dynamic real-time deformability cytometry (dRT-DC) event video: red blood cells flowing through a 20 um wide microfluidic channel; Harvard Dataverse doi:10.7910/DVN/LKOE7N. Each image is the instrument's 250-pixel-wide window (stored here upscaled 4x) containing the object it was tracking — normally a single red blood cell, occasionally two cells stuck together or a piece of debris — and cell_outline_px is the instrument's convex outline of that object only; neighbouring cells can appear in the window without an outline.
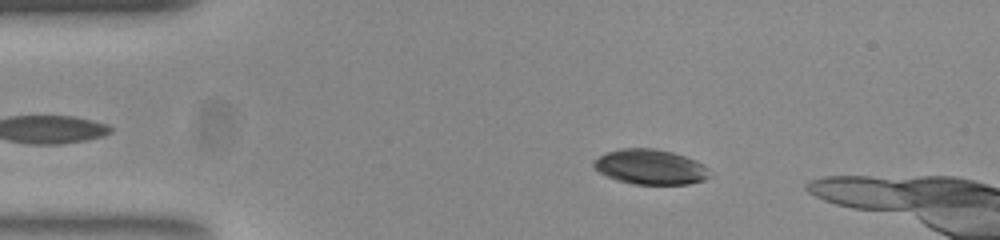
{"species": "common noctule bat (a hibernating species)", "species_latin": "Nyctalus noctula", "temperature_condition": "room temperature", "stored_images_in_passage": 46, "camera_frame_rate_fps": 3000, "um_per_image_px": 0.085, "animal": {"sex": "female", "body_mass_g": 23.0, "forearm_length_mm": 53.4}, "frame": {"image": 1, "passage_image": 9, "time_ms": 2.667, "image_size_px": [1000, 240], "cell_outline_px": [[712, 176], [704, 180], [688, 184], [632, 184], [616, 180], [592, 168], [592, 160], [608, 152], [620, 148], [656, 148], [672, 152], [696, 160], [708, 168]], "centroid_in_image_um": [55.28, 14.19], "position_along_channel_um": 29.7, "area_um2": 23.87}}
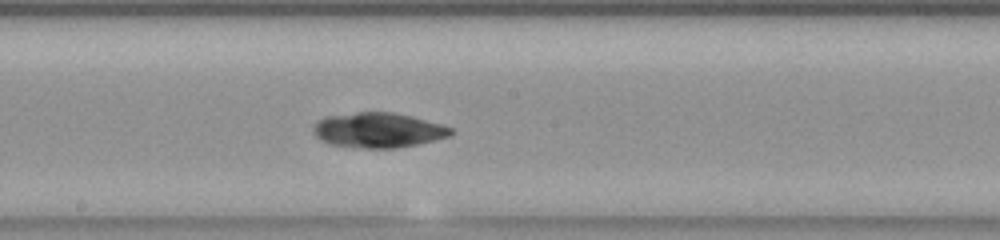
{"frame": {"image": 2, "passage_image": 28, "time_ms": 9.0, "image_size_px": [1000, 240], "cell_outline_px": [[452, 132], [448, 136], [416, 144], [396, 148], [364, 148], [332, 144], [320, 140], [316, 136], [312, 128], [316, 120], [324, 116], [356, 112], [392, 112], [412, 116], [440, 124], [452, 128]], "centroid_in_image_um": [32.08, 11.05], "position_along_channel_um": 216.1, "area_um2": 27.86}}
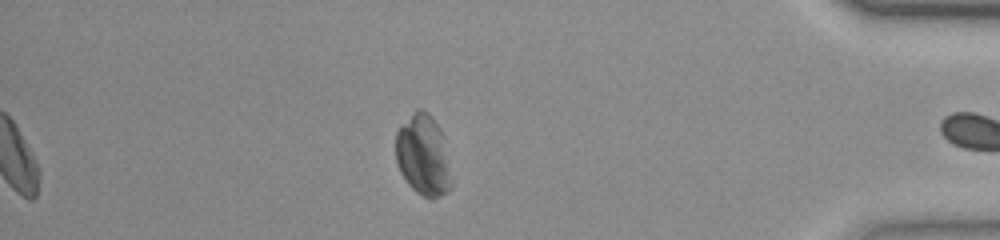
{"frame": {"image": 3, "passage_image": 46, "time_ms": 15.0, "image_size_px": [1000, 240], "cell_outline_px": [[452, 188], [448, 192], [432, 200], [416, 192], [408, 184], [400, 172], [396, 160], [396, 132], [412, 112], [416, 108], [420, 108], [428, 112], [432, 116], [440, 128], [452, 184]], "centroid_in_image_um": [35.95, 13.21], "position_along_channel_um": 399.2, "area_um2": 26.13}, "authors_computed_cell_mechanics": {"area_um2": 26.4146, "velocity_mm_per_s": 3.7373, "shape_relaxation_time_tau1_ms": 3.5337, "shape_relaxation_time_tau2_ms": null, "deformation_change_tau1": 0.0657, "deformation_change_tau2": null}}